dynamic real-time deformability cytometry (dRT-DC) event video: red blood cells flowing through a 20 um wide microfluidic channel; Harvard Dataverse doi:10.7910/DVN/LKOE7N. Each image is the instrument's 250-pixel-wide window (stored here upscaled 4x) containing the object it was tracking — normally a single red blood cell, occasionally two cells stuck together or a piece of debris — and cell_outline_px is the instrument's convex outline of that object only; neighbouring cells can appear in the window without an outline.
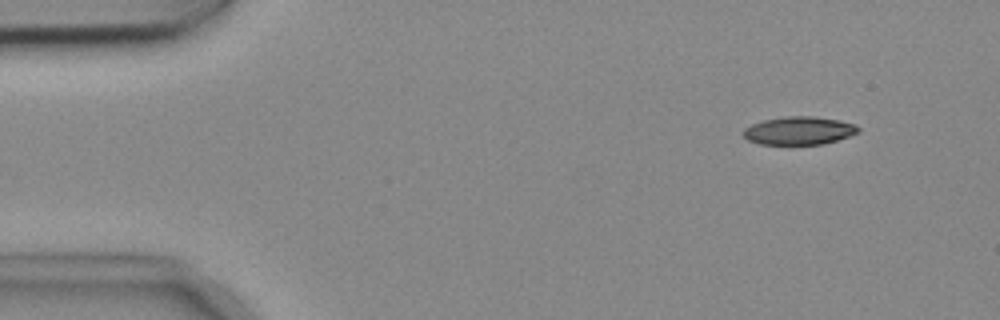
{"species": "common noctule bat (a hibernating species)", "species_latin": "Nyctalus noctula", "temperature_condition": "cold", "stored_images_in_passage": 48, "camera_frame_rate_fps": 3000, "um_per_image_px": 0.085, "animal": {"sex": "female", "body_mass_g": 18.4}, "frame": {"image": 1, "passage_image": 1, "time_ms": 0.0, "image_size_px": [1000, 320], "cell_outline_px": [[860, 132], [824, 144], [760, 144], [748, 140], [744, 136], [744, 128], [752, 124], [764, 120], [784, 116], [812, 116], [840, 120], [856, 124], [860, 128]], "centroid_in_image_um": [67.94, 11.1], "position_along_channel_um": 17.1, "area_um2": 18.79}}
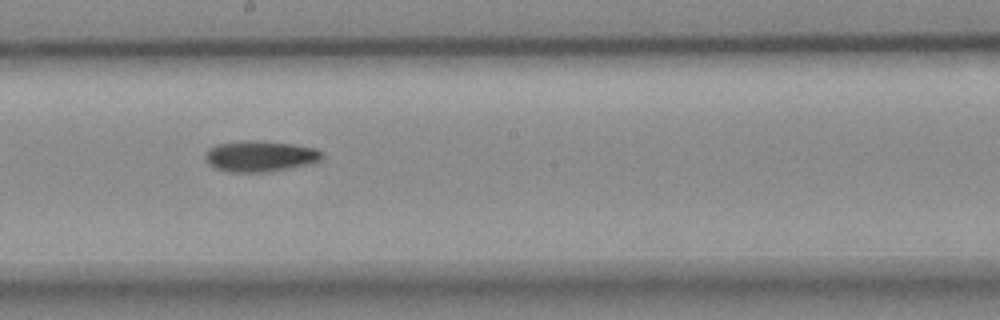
{"frame": {"image": 2, "passage_image": 25, "time_ms": 8.0, "image_size_px": [1000, 320], "cell_outline_px": [[324, 156], [320, 160], [312, 164], [264, 172], [228, 172], [216, 168], [208, 164], [204, 156], [208, 148], [216, 144], [240, 140], [256, 140], [292, 144], [316, 148], [324, 152]], "centroid_in_image_um": [22.11, 13.27], "position_along_channel_um": 226.1, "area_um2": 21.33}}
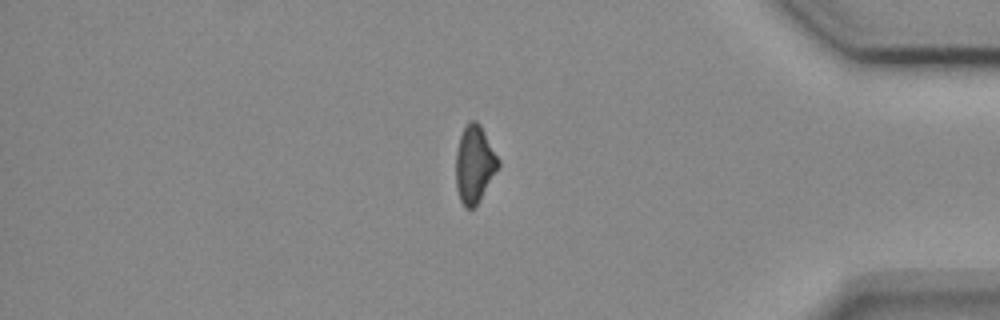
{"frame": {"image": 3, "passage_image": 41, "time_ms": 13.333, "image_size_px": [1000, 320], "cell_outline_px": [[500, 164], [476, 204], [472, 208], [464, 208], [460, 200], [456, 188], [456, 152], [460, 136], [468, 120], [476, 120], [480, 124], [500, 160]], "centroid_in_image_um": [40.31, 13.92], "position_along_channel_um": 394.9, "area_um2": 18.84}, "authors_computed_cell_mechanics": {"area_um2": 19.8254, "velocity_mm_per_s": 3.7389, "shape_relaxation_time_tau1_ms": 7.371, "shape_relaxation_time_tau2_ms": null, "deformation_change_tau1": 0.1676, "deformation_change_tau2": null}}